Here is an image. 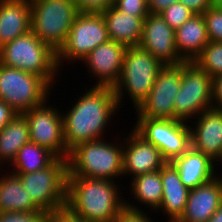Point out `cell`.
I'll list each match as a JSON object with an SVG mask.
<instances>
[{
	"label": "cell",
	"mask_w": 222,
	"mask_h": 222,
	"mask_svg": "<svg viewBox=\"0 0 222 222\" xmlns=\"http://www.w3.org/2000/svg\"><path fill=\"white\" fill-rule=\"evenodd\" d=\"M117 183L68 175L66 207L87 222H113L125 207V187Z\"/></svg>",
	"instance_id": "7a4b0ae2"
},
{
	"label": "cell",
	"mask_w": 222,
	"mask_h": 222,
	"mask_svg": "<svg viewBox=\"0 0 222 222\" xmlns=\"http://www.w3.org/2000/svg\"><path fill=\"white\" fill-rule=\"evenodd\" d=\"M209 41L222 42V6L210 7L203 13Z\"/></svg>",
	"instance_id": "f546056e"
},
{
	"label": "cell",
	"mask_w": 222,
	"mask_h": 222,
	"mask_svg": "<svg viewBox=\"0 0 222 222\" xmlns=\"http://www.w3.org/2000/svg\"><path fill=\"white\" fill-rule=\"evenodd\" d=\"M24 1L31 4V3L35 2V1H38V0H24Z\"/></svg>",
	"instance_id": "7bdbcfd3"
},
{
	"label": "cell",
	"mask_w": 222,
	"mask_h": 222,
	"mask_svg": "<svg viewBox=\"0 0 222 222\" xmlns=\"http://www.w3.org/2000/svg\"><path fill=\"white\" fill-rule=\"evenodd\" d=\"M51 87L40 77L0 63V100L23 114L52 96Z\"/></svg>",
	"instance_id": "ba28073f"
},
{
	"label": "cell",
	"mask_w": 222,
	"mask_h": 222,
	"mask_svg": "<svg viewBox=\"0 0 222 222\" xmlns=\"http://www.w3.org/2000/svg\"><path fill=\"white\" fill-rule=\"evenodd\" d=\"M147 213V214H146ZM148 210H133L128 207H124L113 222H154ZM158 222V221H156Z\"/></svg>",
	"instance_id": "836d02e7"
},
{
	"label": "cell",
	"mask_w": 222,
	"mask_h": 222,
	"mask_svg": "<svg viewBox=\"0 0 222 222\" xmlns=\"http://www.w3.org/2000/svg\"><path fill=\"white\" fill-rule=\"evenodd\" d=\"M113 6L133 17H147L149 15L147 0H114Z\"/></svg>",
	"instance_id": "4dcf8cb0"
},
{
	"label": "cell",
	"mask_w": 222,
	"mask_h": 222,
	"mask_svg": "<svg viewBox=\"0 0 222 222\" xmlns=\"http://www.w3.org/2000/svg\"><path fill=\"white\" fill-rule=\"evenodd\" d=\"M210 77L222 74V42H209L194 60Z\"/></svg>",
	"instance_id": "83f0119b"
},
{
	"label": "cell",
	"mask_w": 222,
	"mask_h": 222,
	"mask_svg": "<svg viewBox=\"0 0 222 222\" xmlns=\"http://www.w3.org/2000/svg\"><path fill=\"white\" fill-rule=\"evenodd\" d=\"M0 63L40 76L52 90L59 81L57 78L62 76L57 65V52L40 41L32 31L3 45L0 48Z\"/></svg>",
	"instance_id": "277c9868"
},
{
	"label": "cell",
	"mask_w": 222,
	"mask_h": 222,
	"mask_svg": "<svg viewBox=\"0 0 222 222\" xmlns=\"http://www.w3.org/2000/svg\"><path fill=\"white\" fill-rule=\"evenodd\" d=\"M215 165H216L217 170H219L221 168L220 165H222V153H221L220 159L215 163ZM218 165H219V168H218Z\"/></svg>",
	"instance_id": "b9f144b4"
},
{
	"label": "cell",
	"mask_w": 222,
	"mask_h": 222,
	"mask_svg": "<svg viewBox=\"0 0 222 222\" xmlns=\"http://www.w3.org/2000/svg\"><path fill=\"white\" fill-rule=\"evenodd\" d=\"M132 127L141 137L159 149L167 162L191 147L189 122L175 119L137 117Z\"/></svg>",
	"instance_id": "8fae6325"
},
{
	"label": "cell",
	"mask_w": 222,
	"mask_h": 222,
	"mask_svg": "<svg viewBox=\"0 0 222 222\" xmlns=\"http://www.w3.org/2000/svg\"><path fill=\"white\" fill-rule=\"evenodd\" d=\"M31 5V31L56 52L79 13L74 0H38Z\"/></svg>",
	"instance_id": "8992f818"
},
{
	"label": "cell",
	"mask_w": 222,
	"mask_h": 222,
	"mask_svg": "<svg viewBox=\"0 0 222 222\" xmlns=\"http://www.w3.org/2000/svg\"><path fill=\"white\" fill-rule=\"evenodd\" d=\"M194 14L182 2H176L160 13L164 21L174 30L181 27Z\"/></svg>",
	"instance_id": "f1b7e54d"
},
{
	"label": "cell",
	"mask_w": 222,
	"mask_h": 222,
	"mask_svg": "<svg viewBox=\"0 0 222 222\" xmlns=\"http://www.w3.org/2000/svg\"><path fill=\"white\" fill-rule=\"evenodd\" d=\"M40 211L42 210L32 201L22 186L20 178L6 169H0V213Z\"/></svg>",
	"instance_id": "d4e9b609"
},
{
	"label": "cell",
	"mask_w": 222,
	"mask_h": 222,
	"mask_svg": "<svg viewBox=\"0 0 222 222\" xmlns=\"http://www.w3.org/2000/svg\"><path fill=\"white\" fill-rule=\"evenodd\" d=\"M16 113L5 101L0 100V130L7 125Z\"/></svg>",
	"instance_id": "f35d334b"
},
{
	"label": "cell",
	"mask_w": 222,
	"mask_h": 222,
	"mask_svg": "<svg viewBox=\"0 0 222 222\" xmlns=\"http://www.w3.org/2000/svg\"><path fill=\"white\" fill-rule=\"evenodd\" d=\"M176 2H179V0H147L148 11L149 13L160 14Z\"/></svg>",
	"instance_id": "74e56055"
},
{
	"label": "cell",
	"mask_w": 222,
	"mask_h": 222,
	"mask_svg": "<svg viewBox=\"0 0 222 222\" xmlns=\"http://www.w3.org/2000/svg\"><path fill=\"white\" fill-rule=\"evenodd\" d=\"M164 65L140 46L127 47L121 75L112 87L120 109L129 98L134 111L148 97ZM127 94V96L125 95ZM127 98V99H125ZM122 103V105H121Z\"/></svg>",
	"instance_id": "5b68a950"
},
{
	"label": "cell",
	"mask_w": 222,
	"mask_h": 222,
	"mask_svg": "<svg viewBox=\"0 0 222 222\" xmlns=\"http://www.w3.org/2000/svg\"><path fill=\"white\" fill-rule=\"evenodd\" d=\"M213 108L222 110V74L212 78Z\"/></svg>",
	"instance_id": "d590c367"
},
{
	"label": "cell",
	"mask_w": 222,
	"mask_h": 222,
	"mask_svg": "<svg viewBox=\"0 0 222 222\" xmlns=\"http://www.w3.org/2000/svg\"><path fill=\"white\" fill-rule=\"evenodd\" d=\"M222 173L189 190L185 211L176 222H207L222 204Z\"/></svg>",
	"instance_id": "ac0fdd59"
},
{
	"label": "cell",
	"mask_w": 222,
	"mask_h": 222,
	"mask_svg": "<svg viewBox=\"0 0 222 222\" xmlns=\"http://www.w3.org/2000/svg\"><path fill=\"white\" fill-rule=\"evenodd\" d=\"M88 87V90L87 86L85 88L86 92L82 90L83 94L79 92L70 108L67 106L65 112L62 111L68 152L78 144L106 138V130L111 131V120L116 119L114 117L120 112L112 87Z\"/></svg>",
	"instance_id": "6da1fadb"
},
{
	"label": "cell",
	"mask_w": 222,
	"mask_h": 222,
	"mask_svg": "<svg viewBox=\"0 0 222 222\" xmlns=\"http://www.w3.org/2000/svg\"><path fill=\"white\" fill-rule=\"evenodd\" d=\"M181 82V64L165 65L159 71L148 97L136 109V117L174 119V102Z\"/></svg>",
	"instance_id": "4fadbf2b"
},
{
	"label": "cell",
	"mask_w": 222,
	"mask_h": 222,
	"mask_svg": "<svg viewBox=\"0 0 222 222\" xmlns=\"http://www.w3.org/2000/svg\"><path fill=\"white\" fill-rule=\"evenodd\" d=\"M209 42L203 14H194L175 30L176 49L185 61H194Z\"/></svg>",
	"instance_id": "603a6c76"
},
{
	"label": "cell",
	"mask_w": 222,
	"mask_h": 222,
	"mask_svg": "<svg viewBox=\"0 0 222 222\" xmlns=\"http://www.w3.org/2000/svg\"><path fill=\"white\" fill-rule=\"evenodd\" d=\"M31 31V5L24 0H0V48Z\"/></svg>",
	"instance_id": "44dd1931"
},
{
	"label": "cell",
	"mask_w": 222,
	"mask_h": 222,
	"mask_svg": "<svg viewBox=\"0 0 222 222\" xmlns=\"http://www.w3.org/2000/svg\"><path fill=\"white\" fill-rule=\"evenodd\" d=\"M51 99L23 113L29 124L30 142L49 149L58 158L67 159L69 152L65 143L62 112L56 106L49 105Z\"/></svg>",
	"instance_id": "7c38bea8"
},
{
	"label": "cell",
	"mask_w": 222,
	"mask_h": 222,
	"mask_svg": "<svg viewBox=\"0 0 222 222\" xmlns=\"http://www.w3.org/2000/svg\"><path fill=\"white\" fill-rule=\"evenodd\" d=\"M79 13L102 14L109 9L114 0H74Z\"/></svg>",
	"instance_id": "d6a6232c"
},
{
	"label": "cell",
	"mask_w": 222,
	"mask_h": 222,
	"mask_svg": "<svg viewBox=\"0 0 222 222\" xmlns=\"http://www.w3.org/2000/svg\"><path fill=\"white\" fill-rule=\"evenodd\" d=\"M110 40L102 14L78 13L68 37L57 51L59 70L63 65L80 62L97 46Z\"/></svg>",
	"instance_id": "30bf717a"
},
{
	"label": "cell",
	"mask_w": 222,
	"mask_h": 222,
	"mask_svg": "<svg viewBox=\"0 0 222 222\" xmlns=\"http://www.w3.org/2000/svg\"><path fill=\"white\" fill-rule=\"evenodd\" d=\"M171 163L176 167L181 182L189 190L209 182L219 172L215 162L192 147Z\"/></svg>",
	"instance_id": "ffe728a7"
},
{
	"label": "cell",
	"mask_w": 222,
	"mask_h": 222,
	"mask_svg": "<svg viewBox=\"0 0 222 222\" xmlns=\"http://www.w3.org/2000/svg\"><path fill=\"white\" fill-rule=\"evenodd\" d=\"M58 157L49 149L29 142L17 152L14 160L7 167L10 173H33L50 166Z\"/></svg>",
	"instance_id": "4316f807"
},
{
	"label": "cell",
	"mask_w": 222,
	"mask_h": 222,
	"mask_svg": "<svg viewBox=\"0 0 222 222\" xmlns=\"http://www.w3.org/2000/svg\"><path fill=\"white\" fill-rule=\"evenodd\" d=\"M163 198L160 207L154 212L166 214L168 221L176 222L184 213L188 199L189 189L181 182L176 167L167 162L160 169Z\"/></svg>",
	"instance_id": "d6986e66"
},
{
	"label": "cell",
	"mask_w": 222,
	"mask_h": 222,
	"mask_svg": "<svg viewBox=\"0 0 222 222\" xmlns=\"http://www.w3.org/2000/svg\"><path fill=\"white\" fill-rule=\"evenodd\" d=\"M207 222H222V204Z\"/></svg>",
	"instance_id": "ab89813d"
},
{
	"label": "cell",
	"mask_w": 222,
	"mask_h": 222,
	"mask_svg": "<svg viewBox=\"0 0 222 222\" xmlns=\"http://www.w3.org/2000/svg\"><path fill=\"white\" fill-rule=\"evenodd\" d=\"M127 179H129V181L131 180L128 189H131L129 194L133 196V198L129 200L132 201V199H134L137 205H135L134 201L131 203L127 200V197H125V207L141 211L143 209L145 211L146 206V208L149 209L148 211L150 214L152 211L154 213L160 207L163 198L160 170L142 174L132 179ZM142 206L144 208H142Z\"/></svg>",
	"instance_id": "7402d4cb"
},
{
	"label": "cell",
	"mask_w": 222,
	"mask_h": 222,
	"mask_svg": "<svg viewBox=\"0 0 222 222\" xmlns=\"http://www.w3.org/2000/svg\"><path fill=\"white\" fill-rule=\"evenodd\" d=\"M111 138L84 142L72 148L67 158L68 175L115 180L120 184L118 179H123V140L121 142L120 137L115 136L119 139L115 141L113 138L112 142Z\"/></svg>",
	"instance_id": "3957f363"
},
{
	"label": "cell",
	"mask_w": 222,
	"mask_h": 222,
	"mask_svg": "<svg viewBox=\"0 0 222 222\" xmlns=\"http://www.w3.org/2000/svg\"><path fill=\"white\" fill-rule=\"evenodd\" d=\"M123 139V176H136L160 170L167 161L161 152L133 128Z\"/></svg>",
	"instance_id": "2e32d148"
},
{
	"label": "cell",
	"mask_w": 222,
	"mask_h": 222,
	"mask_svg": "<svg viewBox=\"0 0 222 222\" xmlns=\"http://www.w3.org/2000/svg\"><path fill=\"white\" fill-rule=\"evenodd\" d=\"M189 128L191 147L216 163L222 153V110H205L189 122Z\"/></svg>",
	"instance_id": "e0dca14e"
},
{
	"label": "cell",
	"mask_w": 222,
	"mask_h": 222,
	"mask_svg": "<svg viewBox=\"0 0 222 222\" xmlns=\"http://www.w3.org/2000/svg\"><path fill=\"white\" fill-rule=\"evenodd\" d=\"M127 47L109 40L94 48L81 62L96 82L93 86L113 87L118 81Z\"/></svg>",
	"instance_id": "9a60e30c"
},
{
	"label": "cell",
	"mask_w": 222,
	"mask_h": 222,
	"mask_svg": "<svg viewBox=\"0 0 222 222\" xmlns=\"http://www.w3.org/2000/svg\"><path fill=\"white\" fill-rule=\"evenodd\" d=\"M46 222H87L72 213L66 206L47 214Z\"/></svg>",
	"instance_id": "e575fe53"
},
{
	"label": "cell",
	"mask_w": 222,
	"mask_h": 222,
	"mask_svg": "<svg viewBox=\"0 0 222 222\" xmlns=\"http://www.w3.org/2000/svg\"><path fill=\"white\" fill-rule=\"evenodd\" d=\"M29 142L30 135L27 119L24 114H16L0 130V169L9 167L19 149Z\"/></svg>",
	"instance_id": "484cf974"
},
{
	"label": "cell",
	"mask_w": 222,
	"mask_h": 222,
	"mask_svg": "<svg viewBox=\"0 0 222 222\" xmlns=\"http://www.w3.org/2000/svg\"><path fill=\"white\" fill-rule=\"evenodd\" d=\"M182 82L174 102V119L190 122L213 107L212 77L196 62L181 63Z\"/></svg>",
	"instance_id": "9c48e42d"
},
{
	"label": "cell",
	"mask_w": 222,
	"mask_h": 222,
	"mask_svg": "<svg viewBox=\"0 0 222 222\" xmlns=\"http://www.w3.org/2000/svg\"><path fill=\"white\" fill-rule=\"evenodd\" d=\"M12 174L20 178L32 201L47 214L66 206L67 159L57 158L47 168L33 173Z\"/></svg>",
	"instance_id": "52a82bcc"
},
{
	"label": "cell",
	"mask_w": 222,
	"mask_h": 222,
	"mask_svg": "<svg viewBox=\"0 0 222 222\" xmlns=\"http://www.w3.org/2000/svg\"><path fill=\"white\" fill-rule=\"evenodd\" d=\"M139 46L156 57L164 66L180 65L185 61L176 49L175 30L160 14L149 13L144 19Z\"/></svg>",
	"instance_id": "5bb4252c"
},
{
	"label": "cell",
	"mask_w": 222,
	"mask_h": 222,
	"mask_svg": "<svg viewBox=\"0 0 222 222\" xmlns=\"http://www.w3.org/2000/svg\"><path fill=\"white\" fill-rule=\"evenodd\" d=\"M195 14H203L211 6L209 0H179Z\"/></svg>",
	"instance_id": "8d00e7d4"
},
{
	"label": "cell",
	"mask_w": 222,
	"mask_h": 222,
	"mask_svg": "<svg viewBox=\"0 0 222 222\" xmlns=\"http://www.w3.org/2000/svg\"><path fill=\"white\" fill-rule=\"evenodd\" d=\"M106 22L110 40L117 41L126 47L139 46L143 23L146 17H133L113 5L102 13Z\"/></svg>",
	"instance_id": "cb8c5ba5"
},
{
	"label": "cell",
	"mask_w": 222,
	"mask_h": 222,
	"mask_svg": "<svg viewBox=\"0 0 222 222\" xmlns=\"http://www.w3.org/2000/svg\"><path fill=\"white\" fill-rule=\"evenodd\" d=\"M211 7L222 6V0H209Z\"/></svg>",
	"instance_id": "60d3db41"
},
{
	"label": "cell",
	"mask_w": 222,
	"mask_h": 222,
	"mask_svg": "<svg viewBox=\"0 0 222 222\" xmlns=\"http://www.w3.org/2000/svg\"><path fill=\"white\" fill-rule=\"evenodd\" d=\"M47 213L40 212H4L0 213V222H46Z\"/></svg>",
	"instance_id": "1f68e13d"
}]
</instances>
